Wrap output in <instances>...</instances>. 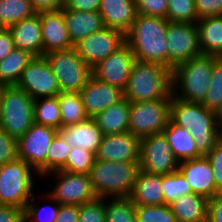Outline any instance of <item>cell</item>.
Here are the masks:
<instances>
[{
  "instance_id": "d590c367",
  "label": "cell",
  "mask_w": 222,
  "mask_h": 222,
  "mask_svg": "<svg viewBox=\"0 0 222 222\" xmlns=\"http://www.w3.org/2000/svg\"><path fill=\"white\" fill-rule=\"evenodd\" d=\"M162 189L164 194V204L168 205L180 196L192 193L191 186L179 170L162 175Z\"/></svg>"
},
{
  "instance_id": "7c38bea8",
  "label": "cell",
  "mask_w": 222,
  "mask_h": 222,
  "mask_svg": "<svg viewBox=\"0 0 222 222\" xmlns=\"http://www.w3.org/2000/svg\"><path fill=\"white\" fill-rule=\"evenodd\" d=\"M46 175L47 178L52 175L57 180L54 182L56 185L53 189L50 188V191L46 193L61 205L80 206L97 199L89 174L57 170Z\"/></svg>"
},
{
  "instance_id": "3957f363",
  "label": "cell",
  "mask_w": 222,
  "mask_h": 222,
  "mask_svg": "<svg viewBox=\"0 0 222 222\" xmlns=\"http://www.w3.org/2000/svg\"><path fill=\"white\" fill-rule=\"evenodd\" d=\"M172 70L159 63L135 60L124 98L129 102H145L172 98Z\"/></svg>"
},
{
  "instance_id": "db71d44e",
  "label": "cell",
  "mask_w": 222,
  "mask_h": 222,
  "mask_svg": "<svg viewBox=\"0 0 222 222\" xmlns=\"http://www.w3.org/2000/svg\"><path fill=\"white\" fill-rule=\"evenodd\" d=\"M216 121L219 128H222V102L215 111Z\"/></svg>"
},
{
  "instance_id": "7a4b0ae2",
  "label": "cell",
  "mask_w": 222,
  "mask_h": 222,
  "mask_svg": "<svg viewBox=\"0 0 222 222\" xmlns=\"http://www.w3.org/2000/svg\"><path fill=\"white\" fill-rule=\"evenodd\" d=\"M168 22L161 17L137 15L125 34V42L132 49L136 60L159 63L167 67Z\"/></svg>"
},
{
  "instance_id": "60d3db41",
  "label": "cell",
  "mask_w": 222,
  "mask_h": 222,
  "mask_svg": "<svg viewBox=\"0 0 222 222\" xmlns=\"http://www.w3.org/2000/svg\"><path fill=\"white\" fill-rule=\"evenodd\" d=\"M137 222H177L170 205H135Z\"/></svg>"
},
{
  "instance_id": "83f0119b",
  "label": "cell",
  "mask_w": 222,
  "mask_h": 222,
  "mask_svg": "<svg viewBox=\"0 0 222 222\" xmlns=\"http://www.w3.org/2000/svg\"><path fill=\"white\" fill-rule=\"evenodd\" d=\"M130 102L122 99L93 117L103 135L123 133L129 129Z\"/></svg>"
},
{
  "instance_id": "b9f144b4",
  "label": "cell",
  "mask_w": 222,
  "mask_h": 222,
  "mask_svg": "<svg viewBox=\"0 0 222 222\" xmlns=\"http://www.w3.org/2000/svg\"><path fill=\"white\" fill-rule=\"evenodd\" d=\"M105 199L97 198L79 206L78 222H105Z\"/></svg>"
},
{
  "instance_id": "7bdbcfd3",
  "label": "cell",
  "mask_w": 222,
  "mask_h": 222,
  "mask_svg": "<svg viewBox=\"0 0 222 222\" xmlns=\"http://www.w3.org/2000/svg\"><path fill=\"white\" fill-rule=\"evenodd\" d=\"M19 159L18 140L8 135L0 127V165Z\"/></svg>"
},
{
  "instance_id": "8992f818",
  "label": "cell",
  "mask_w": 222,
  "mask_h": 222,
  "mask_svg": "<svg viewBox=\"0 0 222 222\" xmlns=\"http://www.w3.org/2000/svg\"><path fill=\"white\" fill-rule=\"evenodd\" d=\"M34 99L16 85L3 86L0 94V127L11 137L21 138L34 124Z\"/></svg>"
},
{
  "instance_id": "5b68a950",
  "label": "cell",
  "mask_w": 222,
  "mask_h": 222,
  "mask_svg": "<svg viewBox=\"0 0 222 222\" xmlns=\"http://www.w3.org/2000/svg\"><path fill=\"white\" fill-rule=\"evenodd\" d=\"M140 170L139 162L95 159L89 177L97 198H124L131 195Z\"/></svg>"
},
{
  "instance_id": "d6a6232c",
  "label": "cell",
  "mask_w": 222,
  "mask_h": 222,
  "mask_svg": "<svg viewBox=\"0 0 222 222\" xmlns=\"http://www.w3.org/2000/svg\"><path fill=\"white\" fill-rule=\"evenodd\" d=\"M37 14L30 0H0V28H9Z\"/></svg>"
},
{
  "instance_id": "ee69618b",
  "label": "cell",
  "mask_w": 222,
  "mask_h": 222,
  "mask_svg": "<svg viewBox=\"0 0 222 222\" xmlns=\"http://www.w3.org/2000/svg\"><path fill=\"white\" fill-rule=\"evenodd\" d=\"M138 14L165 18L168 10V0H135Z\"/></svg>"
},
{
  "instance_id": "7dc6e473",
  "label": "cell",
  "mask_w": 222,
  "mask_h": 222,
  "mask_svg": "<svg viewBox=\"0 0 222 222\" xmlns=\"http://www.w3.org/2000/svg\"><path fill=\"white\" fill-rule=\"evenodd\" d=\"M100 4L101 0H64L67 9L84 12H98Z\"/></svg>"
},
{
  "instance_id": "277c9868",
  "label": "cell",
  "mask_w": 222,
  "mask_h": 222,
  "mask_svg": "<svg viewBox=\"0 0 222 222\" xmlns=\"http://www.w3.org/2000/svg\"><path fill=\"white\" fill-rule=\"evenodd\" d=\"M218 56L202 54L176 65L172 70V95L187 102L202 103Z\"/></svg>"
},
{
  "instance_id": "52a82bcc",
  "label": "cell",
  "mask_w": 222,
  "mask_h": 222,
  "mask_svg": "<svg viewBox=\"0 0 222 222\" xmlns=\"http://www.w3.org/2000/svg\"><path fill=\"white\" fill-rule=\"evenodd\" d=\"M38 173L23 160L0 165V205L25 209L34 195V179Z\"/></svg>"
},
{
  "instance_id": "4dcf8cb0",
  "label": "cell",
  "mask_w": 222,
  "mask_h": 222,
  "mask_svg": "<svg viewBox=\"0 0 222 222\" xmlns=\"http://www.w3.org/2000/svg\"><path fill=\"white\" fill-rule=\"evenodd\" d=\"M62 128L85 121L87 115L79 92H60L58 95Z\"/></svg>"
},
{
  "instance_id": "cb8c5ba5",
  "label": "cell",
  "mask_w": 222,
  "mask_h": 222,
  "mask_svg": "<svg viewBox=\"0 0 222 222\" xmlns=\"http://www.w3.org/2000/svg\"><path fill=\"white\" fill-rule=\"evenodd\" d=\"M64 18L73 46L88 35L102 30L105 25L98 12H84L62 7Z\"/></svg>"
},
{
  "instance_id": "816d5d0a",
  "label": "cell",
  "mask_w": 222,
  "mask_h": 222,
  "mask_svg": "<svg viewBox=\"0 0 222 222\" xmlns=\"http://www.w3.org/2000/svg\"><path fill=\"white\" fill-rule=\"evenodd\" d=\"M15 48L12 34L7 28H0V61Z\"/></svg>"
},
{
  "instance_id": "d4e9b609",
  "label": "cell",
  "mask_w": 222,
  "mask_h": 222,
  "mask_svg": "<svg viewBox=\"0 0 222 222\" xmlns=\"http://www.w3.org/2000/svg\"><path fill=\"white\" fill-rule=\"evenodd\" d=\"M129 198L135 205H164L162 175L140 170Z\"/></svg>"
},
{
  "instance_id": "bcb514c9",
  "label": "cell",
  "mask_w": 222,
  "mask_h": 222,
  "mask_svg": "<svg viewBox=\"0 0 222 222\" xmlns=\"http://www.w3.org/2000/svg\"><path fill=\"white\" fill-rule=\"evenodd\" d=\"M213 169L216 188L222 193V140L206 156Z\"/></svg>"
},
{
  "instance_id": "9f6ffc18",
  "label": "cell",
  "mask_w": 222,
  "mask_h": 222,
  "mask_svg": "<svg viewBox=\"0 0 222 222\" xmlns=\"http://www.w3.org/2000/svg\"><path fill=\"white\" fill-rule=\"evenodd\" d=\"M2 88H3V86L0 84V94H1V92H2Z\"/></svg>"
},
{
  "instance_id": "f35d334b",
  "label": "cell",
  "mask_w": 222,
  "mask_h": 222,
  "mask_svg": "<svg viewBox=\"0 0 222 222\" xmlns=\"http://www.w3.org/2000/svg\"><path fill=\"white\" fill-rule=\"evenodd\" d=\"M169 22L197 23L195 0H168Z\"/></svg>"
},
{
  "instance_id": "9c48e42d",
  "label": "cell",
  "mask_w": 222,
  "mask_h": 222,
  "mask_svg": "<svg viewBox=\"0 0 222 222\" xmlns=\"http://www.w3.org/2000/svg\"><path fill=\"white\" fill-rule=\"evenodd\" d=\"M172 98L130 102L128 131L139 138L162 133L170 120Z\"/></svg>"
},
{
  "instance_id": "f546056e",
  "label": "cell",
  "mask_w": 222,
  "mask_h": 222,
  "mask_svg": "<svg viewBox=\"0 0 222 222\" xmlns=\"http://www.w3.org/2000/svg\"><path fill=\"white\" fill-rule=\"evenodd\" d=\"M29 51L14 48L0 61V84L2 86L16 85L23 70L33 59Z\"/></svg>"
},
{
  "instance_id": "e0dca14e",
  "label": "cell",
  "mask_w": 222,
  "mask_h": 222,
  "mask_svg": "<svg viewBox=\"0 0 222 222\" xmlns=\"http://www.w3.org/2000/svg\"><path fill=\"white\" fill-rule=\"evenodd\" d=\"M140 138L129 131L103 135L96 159L114 162H139Z\"/></svg>"
},
{
  "instance_id": "5bb4252c",
  "label": "cell",
  "mask_w": 222,
  "mask_h": 222,
  "mask_svg": "<svg viewBox=\"0 0 222 222\" xmlns=\"http://www.w3.org/2000/svg\"><path fill=\"white\" fill-rule=\"evenodd\" d=\"M16 86L26 91L33 99L54 97L61 92L57 78L44 56L33 57L23 70Z\"/></svg>"
},
{
  "instance_id": "e575fe53",
  "label": "cell",
  "mask_w": 222,
  "mask_h": 222,
  "mask_svg": "<svg viewBox=\"0 0 222 222\" xmlns=\"http://www.w3.org/2000/svg\"><path fill=\"white\" fill-rule=\"evenodd\" d=\"M105 222H137L135 204L129 197L105 199Z\"/></svg>"
},
{
  "instance_id": "ac0fdd59",
  "label": "cell",
  "mask_w": 222,
  "mask_h": 222,
  "mask_svg": "<svg viewBox=\"0 0 222 222\" xmlns=\"http://www.w3.org/2000/svg\"><path fill=\"white\" fill-rule=\"evenodd\" d=\"M87 115L91 118L124 99V91L91 76L80 90Z\"/></svg>"
},
{
  "instance_id": "d6986e66",
  "label": "cell",
  "mask_w": 222,
  "mask_h": 222,
  "mask_svg": "<svg viewBox=\"0 0 222 222\" xmlns=\"http://www.w3.org/2000/svg\"><path fill=\"white\" fill-rule=\"evenodd\" d=\"M178 170L191 186L192 193L211 199L218 193L213 176V169L206 156L179 162Z\"/></svg>"
},
{
  "instance_id": "7402d4cb",
  "label": "cell",
  "mask_w": 222,
  "mask_h": 222,
  "mask_svg": "<svg viewBox=\"0 0 222 222\" xmlns=\"http://www.w3.org/2000/svg\"><path fill=\"white\" fill-rule=\"evenodd\" d=\"M99 13L105 27L125 35L136 20L138 10L135 0H101Z\"/></svg>"
},
{
  "instance_id": "484cf974",
  "label": "cell",
  "mask_w": 222,
  "mask_h": 222,
  "mask_svg": "<svg viewBox=\"0 0 222 222\" xmlns=\"http://www.w3.org/2000/svg\"><path fill=\"white\" fill-rule=\"evenodd\" d=\"M209 200L205 197L191 193L182 195L170 203L177 222H205L207 220Z\"/></svg>"
},
{
  "instance_id": "1f68e13d",
  "label": "cell",
  "mask_w": 222,
  "mask_h": 222,
  "mask_svg": "<svg viewBox=\"0 0 222 222\" xmlns=\"http://www.w3.org/2000/svg\"><path fill=\"white\" fill-rule=\"evenodd\" d=\"M34 123L57 130L62 128L58 96L40 97L33 102Z\"/></svg>"
},
{
  "instance_id": "4fadbf2b",
  "label": "cell",
  "mask_w": 222,
  "mask_h": 222,
  "mask_svg": "<svg viewBox=\"0 0 222 222\" xmlns=\"http://www.w3.org/2000/svg\"><path fill=\"white\" fill-rule=\"evenodd\" d=\"M58 130L49 126L34 123L18 139L19 159L28 163L40 176L46 178V154L49 145Z\"/></svg>"
},
{
  "instance_id": "6da1fadb",
  "label": "cell",
  "mask_w": 222,
  "mask_h": 222,
  "mask_svg": "<svg viewBox=\"0 0 222 222\" xmlns=\"http://www.w3.org/2000/svg\"><path fill=\"white\" fill-rule=\"evenodd\" d=\"M170 119L189 131L201 156H207L221 140L215 112L201 103L187 102L172 96Z\"/></svg>"
},
{
  "instance_id": "c3c4849f",
  "label": "cell",
  "mask_w": 222,
  "mask_h": 222,
  "mask_svg": "<svg viewBox=\"0 0 222 222\" xmlns=\"http://www.w3.org/2000/svg\"><path fill=\"white\" fill-rule=\"evenodd\" d=\"M0 222H25L24 209L0 205Z\"/></svg>"
},
{
  "instance_id": "836d02e7",
  "label": "cell",
  "mask_w": 222,
  "mask_h": 222,
  "mask_svg": "<svg viewBox=\"0 0 222 222\" xmlns=\"http://www.w3.org/2000/svg\"><path fill=\"white\" fill-rule=\"evenodd\" d=\"M42 200H50L51 204L54 203L55 205L51 206V204H44V206H39L36 203L35 195L28 201L26 207L24 209V220L25 222H55L57 219L58 211L60 205L56 200L51 198L46 192L40 194ZM44 198V199H43ZM38 204V205H37Z\"/></svg>"
},
{
  "instance_id": "44dd1931",
  "label": "cell",
  "mask_w": 222,
  "mask_h": 222,
  "mask_svg": "<svg viewBox=\"0 0 222 222\" xmlns=\"http://www.w3.org/2000/svg\"><path fill=\"white\" fill-rule=\"evenodd\" d=\"M58 134L71 148L80 147L93 152L95 155L101 144L103 133L94 118L58 130Z\"/></svg>"
},
{
  "instance_id": "8d00e7d4",
  "label": "cell",
  "mask_w": 222,
  "mask_h": 222,
  "mask_svg": "<svg viewBox=\"0 0 222 222\" xmlns=\"http://www.w3.org/2000/svg\"><path fill=\"white\" fill-rule=\"evenodd\" d=\"M208 91L202 105L208 110L216 111L222 102V57H219L212 66V73Z\"/></svg>"
},
{
  "instance_id": "9a60e30c",
  "label": "cell",
  "mask_w": 222,
  "mask_h": 222,
  "mask_svg": "<svg viewBox=\"0 0 222 222\" xmlns=\"http://www.w3.org/2000/svg\"><path fill=\"white\" fill-rule=\"evenodd\" d=\"M125 43V35L118 30L104 27L74 45L77 54L93 68Z\"/></svg>"
},
{
  "instance_id": "f1b7e54d",
  "label": "cell",
  "mask_w": 222,
  "mask_h": 222,
  "mask_svg": "<svg viewBox=\"0 0 222 222\" xmlns=\"http://www.w3.org/2000/svg\"><path fill=\"white\" fill-rule=\"evenodd\" d=\"M196 25L202 53L222 57V16L199 19Z\"/></svg>"
},
{
  "instance_id": "2e32d148",
  "label": "cell",
  "mask_w": 222,
  "mask_h": 222,
  "mask_svg": "<svg viewBox=\"0 0 222 222\" xmlns=\"http://www.w3.org/2000/svg\"><path fill=\"white\" fill-rule=\"evenodd\" d=\"M135 60L132 49L125 42L92 68V76L124 91Z\"/></svg>"
},
{
  "instance_id": "ab89813d",
  "label": "cell",
  "mask_w": 222,
  "mask_h": 222,
  "mask_svg": "<svg viewBox=\"0 0 222 222\" xmlns=\"http://www.w3.org/2000/svg\"><path fill=\"white\" fill-rule=\"evenodd\" d=\"M95 159L96 155L93 152L80 147H73L67 157L66 165L61 170L71 173L89 174Z\"/></svg>"
},
{
  "instance_id": "ffe728a7",
  "label": "cell",
  "mask_w": 222,
  "mask_h": 222,
  "mask_svg": "<svg viewBox=\"0 0 222 222\" xmlns=\"http://www.w3.org/2000/svg\"><path fill=\"white\" fill-rule=\"evenodd\" d=\"M38 13L41 19L43 55L74 47L69 38L63 9Z\"/></svg>"
},
{
  "instance_id": "ba28073f",
  "label": "cell",
  "mask_w": 222,
  "mask_h": 222,
  "mask_svg": "<svg viewBox=\"0 0 222 222\" xmlns=\"http://www.w3.org/2000/svg\"><path fill=\"white\" fill-rule=\"evenodd\" d=\"M43 56L57 78L61 92H80L92 76V68L77 54L74 47Z\"/></svg>"
},
{
  "instance_id": "74e56055",
  "label": "cell",
  "mask_w": 222,
  "mask_h": 222,
  "mask_svg": "<svg viewBox=\"0 0 222 222\" xmlns=\"http://www.w3.org/2000/svg\"><path fill=\"white\" fill-rule=\"evenodd\" d=\"M71 147L57 133L53 138L46 154V174L61 170L67 162Z\"/></svg>"
},
{
  "instance_id": "681fc988",
  "label": "cell",
  "mask_w": 222,
  "mask_h": 222,
  "mask_svg": "<svg viewBox=\"0 0 222 222\" xmlns=\"http://www.w3.org/2000/svg\"><path fill=\"white\" fill-rule=\"evenodd\" d=\"M208 222H222V193H218L208 202Z\"/></svg>"
},
{
  "instance_id": "11a10c76",
  "label": "cell",
  "mask_w": 222,
  "mask_h": 222,
  "mask_svg": "<svg viewBox=\"0 0 222 222\" xmlns=\"http://www.w3.org/2000/svg\"><path fill=\"white\" fill-rule=\"evenodd\" d=\"M220 137H221V140H222V128H220Z\"/></svg>"
},
{
  "instance_id": "f5cc1de1",
  "label": "cell",
  "mask_w": 222,
  "mask_h": 222,
  "mask_svg": "<svg viewBox=\"0 0 222 222\" xmlns=\"http://www.w3.org/2000/svg\"><path fill=\"white\" fill-rule=\"evenodd\" d=\"M34 9L40 11L60 10L64 6V0H30Z\"/></svg>"
},
{
  "instance_id": "f6af8a7d",
  "label": "cell",
  "mask_w": 222,
  "mask_h": 222,
  "mask_svg": "<svg viewBox=\"0 0 222 222\" xmlns=\"http://www.w3.org/2000/svg\"><path fill=\"white\" fill-rule=\"evenodd\" d=\"M199 19L222 16V0H195Z\"/></svg>"
},
{
  "instance_id": "30bf717a",
  "label": "cell",
  "mask_w": 222,
  "mask_h": 222,
  "mask_svg": "<svg viewBox=\"0 0 222 222\" xmlns=\"http://www.w3.org/2000/svg\"><path fill=\"white\" fill-rule=\"evenodd\" d=\"M167 67L173 68L202 55L196 23L168 22L166 32Z\"/></svg>"
},
{
  "instance_id": "603a6c76",
  "label": "cell",
  "mask_w": 222,
  "mask_h": 222,
  "mask_svg": "<svg viewBox=\"0 0 222 222\" xmlns=\"http://www.w3.org/2000/svg\"><path fill=\"white\" fill-rule=\"evenodd\" d=\"M15 48L29 51L34 56H43V39L39 13L25 18L8 28Z\"/></svg>"
},
{
  "instance_id": "4316f807",
  "label": "cell",
  "mask_w": 222,
  "mask_h": 222,
  "mask_svg": "<svg viewBox=\"0 0 222 222\" xmlns=\"http://www.w3.org/2000/svg\"><path fill=\"white\" fill-rule=\"evenodd\" d=\"M163 133L170 144L171 151L179 162L202 157L198 153L195 140L189 131L175 124L171 119Z\"/></svg>"
},
{
  "instance_id": "f907efd6",
  "label": "cell",
  "mask_w": 222,
  "mask_h": 222,
  "mask_svg": "<svg viewBox=\"0 0 222 222\" xmlns=\"http://www.w3.org/2000/svg\"><path fill=\"white\" fill-rule=\"evenodd\" d=\"M79 206L77 205H60L57 219L55 222H78Z\"/></svg>"
},
{
  "instance_id": "8fae6325",
  "label": "cell",
  "mask_w": 222,
  "mask_h": 222,
  "mask_svg": "<svg viewBox=\"0 0 222 222\" xmlns=\"http://www.w3.org/2000/svg\"><path fill=\"white\" fill-rule=\"evenodd\" d=\"M139 151V165L144 172L165 175L178 170L179 161L163 132L140 138Z\"/></svg>"
}]
</instances>
